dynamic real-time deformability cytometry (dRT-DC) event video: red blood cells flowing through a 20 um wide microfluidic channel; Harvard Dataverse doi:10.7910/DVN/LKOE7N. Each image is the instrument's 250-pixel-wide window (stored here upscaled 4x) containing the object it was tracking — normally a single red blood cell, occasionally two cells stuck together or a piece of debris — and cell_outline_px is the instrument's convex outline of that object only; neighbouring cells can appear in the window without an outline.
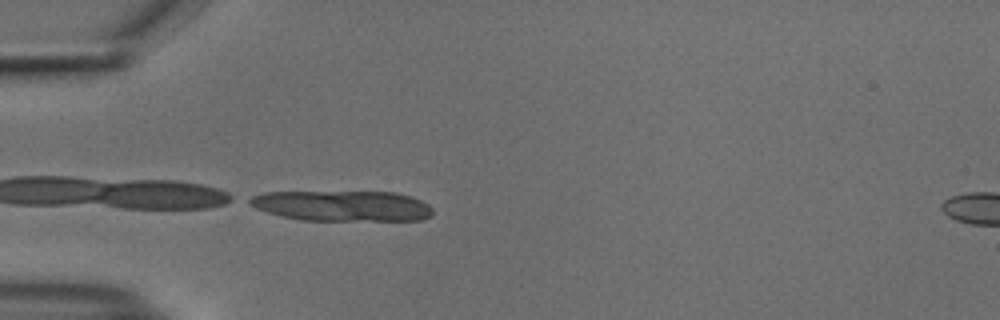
{"species": "common noctule bat (a hibernating species)", "species_latin": "Nyctalus noctula", "temperature_condition": "cold", "stored_images_in_passage": 16, "camera_frame_rate_fps": 3000, "um_per_image_px": 0.085, "animal": {"sex": "male", "body_mass_g": 18.8}, "frame": {"image": 1, "passage_image": 16, "time_ms": 5.0, "image_size_px": [1000, 320], "cell_outline_px": [[432, 216], [420, 220], [300, 220], [280, 216], [256, 208], [244, 200], [252, 196], [264, 192], [396, 192], [412, 196], [428, 204], [432, 208]], "centroid_in_image_um": [29.09, 17.49], "position_along_channel_um": 55.9, "area_um2": 32.71}}